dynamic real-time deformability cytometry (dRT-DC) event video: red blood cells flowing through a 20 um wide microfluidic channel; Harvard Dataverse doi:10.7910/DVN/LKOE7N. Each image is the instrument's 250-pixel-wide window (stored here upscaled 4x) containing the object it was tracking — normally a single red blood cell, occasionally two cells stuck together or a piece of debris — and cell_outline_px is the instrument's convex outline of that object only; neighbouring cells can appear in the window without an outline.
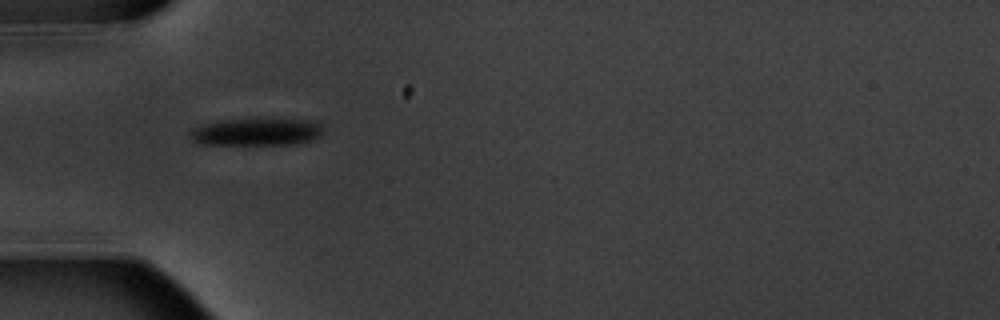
{"species": "common noctule bat (a hibernating species)", "species_latin": "Nyctalus noctula", "temperature_condition": "warm", "stored_images_in_passage": 5, "camera_frame_rate_fps": 3000, "um_per_image_px": 0.085, "animal": {"sex": "male", "body_mass_g": 20.1, "forearm_length_mm": 53.5}, "frame": {"image": 1, "passage_image": 1, "time_ms": 0.0, "image_size_px": [1000, 320], "cell_outline_px": [[324, 132], [320, 136], [296, 144], [200, 144], [192, 140], [188, 136], [188, 132], [192, 128], [200, 124], [220, 120], [256, 116], [272, 116], [308, 120], [320, 124], [324, 128]], "centroid_in_image_um": [21.78, 11.14], "position_along_channel_um": 63.2, "area_um2": 22.54}}
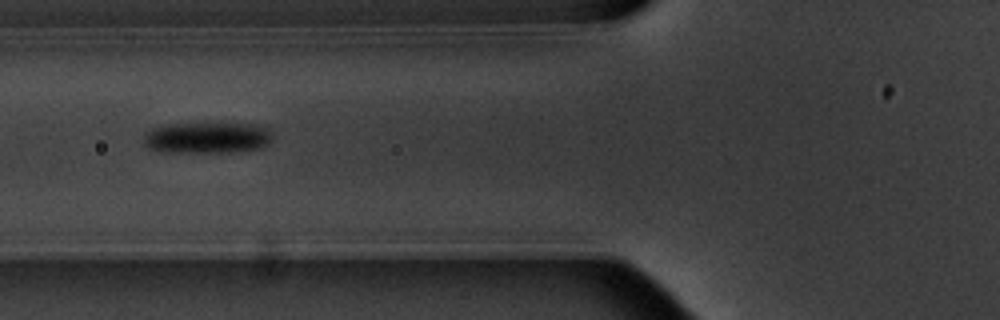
{"frame": {"image": 2, "passage_image": 2, "time_ms": 1.333, "image_size_px": [1000, 320], "cell_outline_px": [[272, 140], [268, 144], [260, 148], [236, 152], [160, 152], [148, 148], [144, 144], [144, 136], [152, 128], [172, 124], [220, 120], [264, 124], [272, 132]], "centroid_in_image_um": [17.71, 11.65], "position_along_channel_um": 108.1, "area_um2": 24.91}}